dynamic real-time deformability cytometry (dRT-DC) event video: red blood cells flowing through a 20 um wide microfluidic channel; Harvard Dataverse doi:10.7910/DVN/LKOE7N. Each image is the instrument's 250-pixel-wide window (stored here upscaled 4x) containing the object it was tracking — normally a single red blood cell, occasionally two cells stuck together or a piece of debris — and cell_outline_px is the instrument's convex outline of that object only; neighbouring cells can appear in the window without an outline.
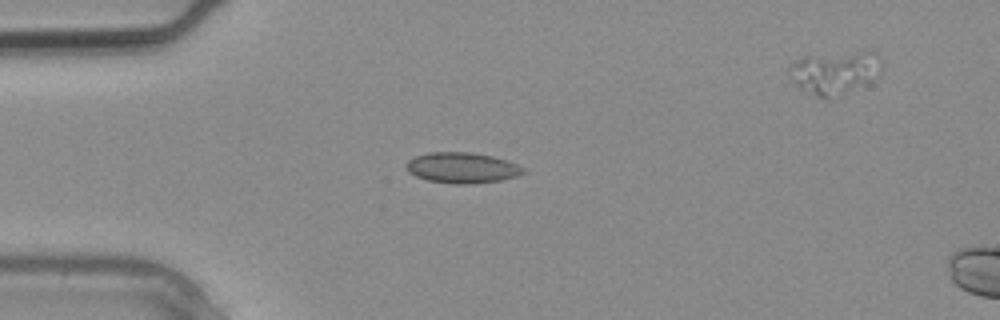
{"species": "common noctule bat (a hibernating species)", "species_latin": "Nyctalus noctula", "temperature_condition": "warm", "stored_images_in_passage": 3, "segment_of_instrument_passage": [1, 2], "camera_frame_rate_fps": 3000, "um_per_image_px": 0.085, "animal": {"sex": "male", "body_mass_g": 20.4}, "frame": {"image": 1, "passage_image": 2, "time_ms": 0.333, "image_size_px": [1000, 320], "cell_outline_px": [[528, 172], [516, 176], [500, 180], [472, 184], [452, 184], [428, 180], [416, 176], [408, 172], [408, 160], [416, 156], [428, 152], [468, 152], [492, 156], [516, 164], [524, 168]], "centroid_in_image_um": [39.29, 14.27], "position_along_channel_um": 45.7, "area_um2": 20.75}}